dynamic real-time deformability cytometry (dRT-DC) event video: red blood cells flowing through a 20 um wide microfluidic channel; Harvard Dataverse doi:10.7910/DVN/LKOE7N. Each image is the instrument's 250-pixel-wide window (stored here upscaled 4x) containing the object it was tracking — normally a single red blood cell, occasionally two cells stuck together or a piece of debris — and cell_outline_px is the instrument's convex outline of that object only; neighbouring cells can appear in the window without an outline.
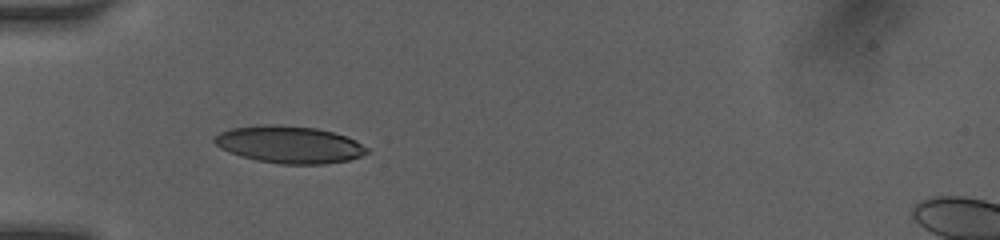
{"species": "human", "species_latin": "Homo sapiens", "temperature_condition": "room temperature", "stored_images_in_passage": 20, "camera_frame_rate_fps": 3000, "um_per_image_px": 0.085, "donor": {"sex": "female"}, "frame": {"image": 1, "passage_image": 15, "time_ms": 5.333, "image_size_px": [1000, 240], "cell_outline_px": [[368, 152], [360, 156], [348, 160], [324, 164], [280, 164], [256, 160], [240, 156], [220, 148], [212, 140], [212, 136], [220, 132], [232, 128], [256, 124], [268, 124], [316, 128], [332, 132], [356, 140], [368, 148]], "centroid_in_image_um": [24.54, 12.28], "position_along_channel_um": 60.5, "area_um2": 33.06}}
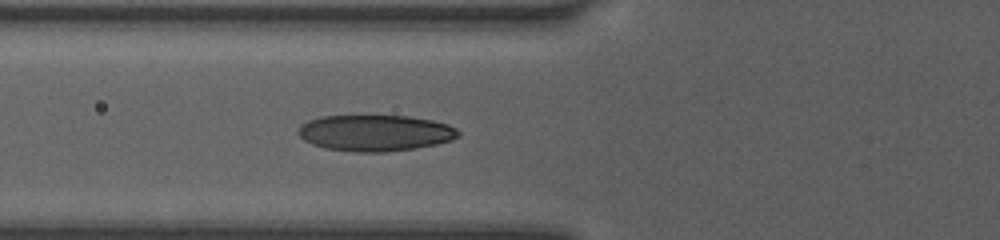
{"frame": {"image": 2, "passage_image": 17, "time_ms": 6.333, "image_size_px": [1000, 240], "cell_outline_px": [[460, 136], [452, 140], [436, 144], [416, 148], [384, 152], [356, 152], [328, 148], [312, 144], [304, 140], [296, 132], [308, 120], [320, 116], [408, 116], [432, 120], [448, 124], [456, 128], [460, 132]], "centroid_in_image_um": [31.92, 11.3], "position_along_channel_um": 93.9, "area_um2": 33.7}}
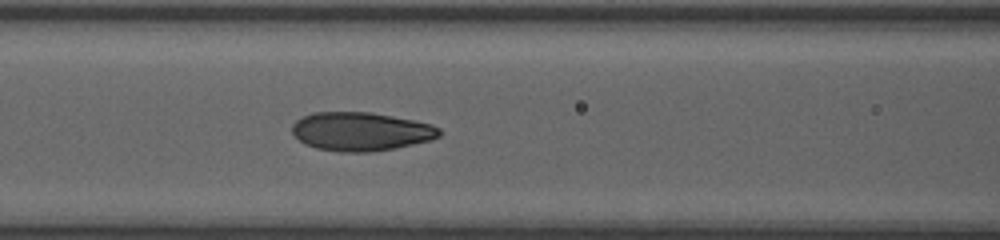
{"frame": {"image": 3, "passage_image": 20, "time_ms": 7.333, "image_size_px": [1000, 240], "cell_outline_px": [[444, 132], [440, 136], [428, 140], [412, 144], [372, 152], [340, 152], [316, 148], [304, 144], [292, 132], [292, 124], [296, 120], [312, 112], [372, 112], [432, 124], [440, 128]], "centroid_in_image_um": [30.67, 11.17], "position_along_channel_um": 135.9, "area_um2": 33.12}}